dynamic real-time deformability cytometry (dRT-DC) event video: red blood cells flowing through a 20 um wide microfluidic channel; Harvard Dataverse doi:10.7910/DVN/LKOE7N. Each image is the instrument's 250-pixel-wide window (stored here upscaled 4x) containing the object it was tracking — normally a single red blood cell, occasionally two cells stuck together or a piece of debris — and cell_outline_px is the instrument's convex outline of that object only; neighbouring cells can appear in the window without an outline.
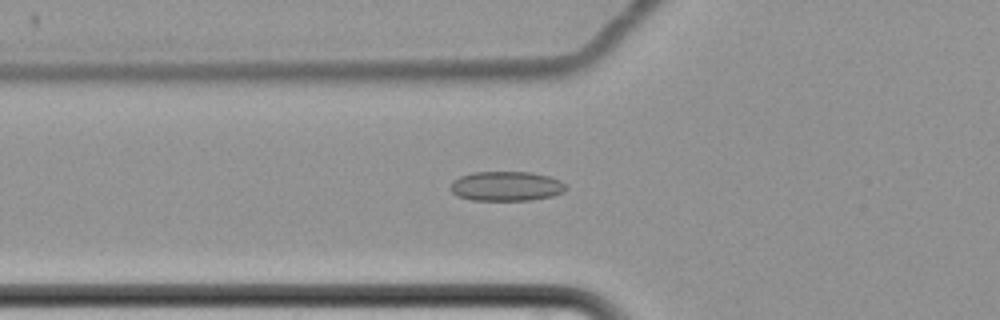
{"species": "common noctule bat (a hibernating species)", "species_latin": "Nyctalus noctula", "temperature_condition": "cold", "stored_images_in_passage": 65, "camera_frame_rate_fps": 3000, "um_per_image_px": 0.085, "animal": {"sex": "female", "body_mass_g": 22.7, "forearm_length_mm": 54.2}, "frame": {"image": 1, "passage_image": 27, "time_ms": 8.667, "image_size_px": [1000, 320], "cell_outline_px": [[564, 192], [552, 196], [532, 200], [472, 200], [456, 196], [448, 188], [452, 180], [460, 176], [472, 172], [532, 172], [548, 176], [560, 180], [564, 184]], "centroid_in_image_um": [42.97, 15.82], "position_along_channel_um": 82.8, "area_um2": 20.06}}
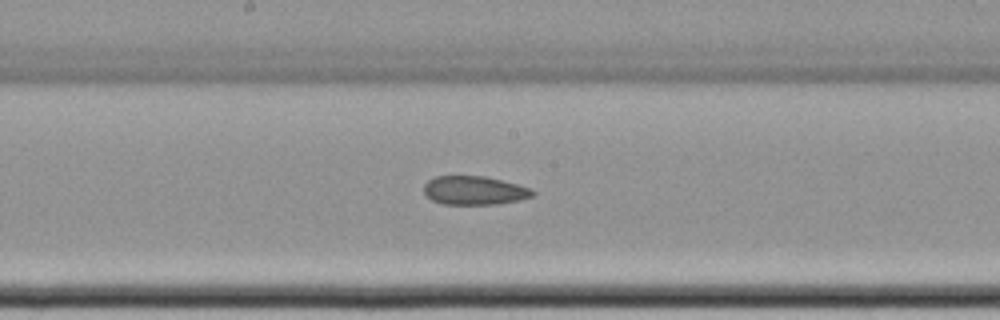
{"frame": {"image": 2, "passage_image": 38, "time_ms": 12.333, "image_size_px": [1000, 320], "cell_outline_px": [[536, 192], [532, 196], [520, 200], [496, 204], [444, 204], [432, 200], [424, 192], [424, 184], [428, 180], [436, 176], [484, 176], [532, 188]], "centroid_in_image_um": [40.33, 16.19], "position_along_channel_um": 207.9, "area_um2": 18.09}}
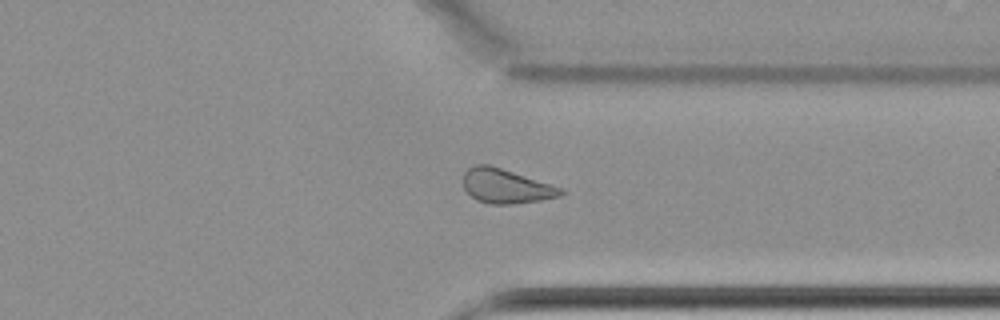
{"frame": {"image": 3, "passage_image": 52, "time_ms": 17.0, "image_size_px": [1000, 320], "cell_outline_px": [[568, 192], [560, 196], [540, 200], [512, 204], [492, 204], [476, 200], [464, 188], [464, 172], [468, 168], [476, 164], [488, 164], [564, 188]], "centroid_in_image_um": [43.04, 15.82], "position_along_channel_um": 368.4, "area_um2": 19.48}, "authors_computed_cell_mechanics": {"area_um2": 20.1144, "velocity_mm_per_s": 3.4284, "shape_relaxation_time_tau1_ms": null, "shape_relaxation_time_tau2_ms": 6.8206, "deformation_change_tau1": null, "deformation_change_tau2": 0.1285}}